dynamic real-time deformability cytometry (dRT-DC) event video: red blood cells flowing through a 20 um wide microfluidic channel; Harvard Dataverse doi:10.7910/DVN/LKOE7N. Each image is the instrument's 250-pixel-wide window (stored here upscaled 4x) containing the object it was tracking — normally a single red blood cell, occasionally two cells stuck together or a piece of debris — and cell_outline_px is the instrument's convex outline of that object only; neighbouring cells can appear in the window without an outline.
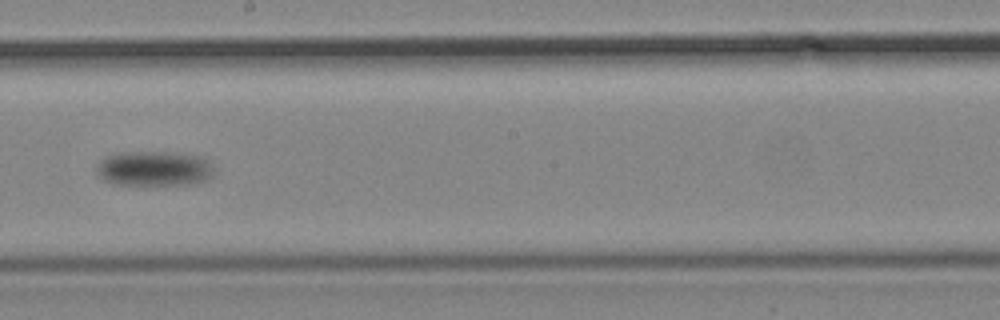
{"species": "common noctule bat (a hibernating species)", "species_latin": "Nyctalus noctula", "temperature_condition": "cold", "stored_images_in_passage": 18, "camera_frame_rate_fps": 3000, "um_per_image_px": 0.085, "animal": {"sex": "male", "body_mass_g": 19.2, "forearm_length_mm": 51.8}, "frame": {"image": 1, "passage_image": 16, "time_ms": 20.667, "image_size_px": [1000, 320], "cell_outline_px": [[212, 176], [208, 180], [188, 184], [116, 184], [104, 180], [96, 172], [96, 168], [100, 160], [108, 156], [120, 152], [168, 152], [204, 156], [208, 160], [212, 168]], "centroid_in_image_um": [13.11, 14.31], "position_along_channel_um": 235.1, "area_um2": 23.81}}
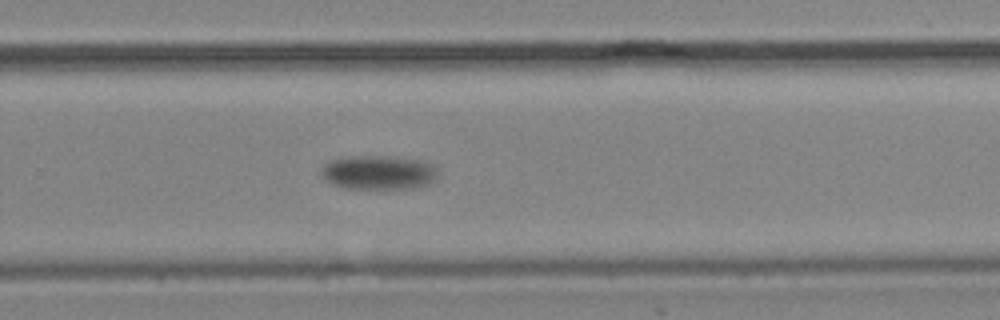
{"frame": {"image": 2, "passage_image": 18, "time_ms": 23.0, "image_size_px": [1000, 320], "cell_outline_px": [[436, 180], [428, 184], [416, 188], [344, 188], [332, 184], [320, 172], [320, 168], [328, 160], [344, 156], [380, 156], [420, 160], [432, 164], [436, 168]], "centroid_in_image_um": [32.14, 14.65], "position_along_channel_um": 297.7, "area_um2": 23.18}}